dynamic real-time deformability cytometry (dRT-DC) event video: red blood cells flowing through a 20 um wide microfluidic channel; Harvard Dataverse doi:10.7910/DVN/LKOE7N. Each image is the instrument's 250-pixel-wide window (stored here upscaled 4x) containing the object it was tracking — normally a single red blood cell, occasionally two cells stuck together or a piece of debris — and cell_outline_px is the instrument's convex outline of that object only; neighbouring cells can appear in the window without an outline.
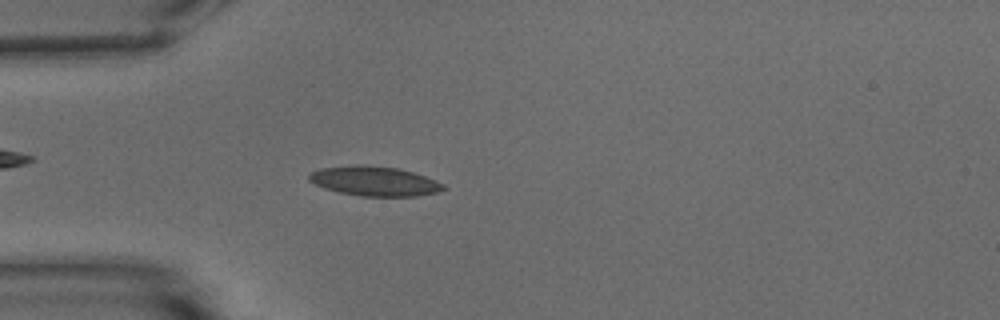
{"species": "common noctule bat (a hibernating species)", "species_latin": "Nyctalus noctula", "temperature_condition": "warm", "stored_images_in_passage": 54, "camera_frame_rate_fps": 3000, "um_per_image_px": 0.085, "animal": {"sex": "male", "body_mass_g": 15.6}, "frame": {"image": 1, "passage_image": 15, "time_ms": 4.667, "image_size_px": [1000, 320], "cell_outline_px": [[448, 188], [436, 192], [416, 196], [360, 196], [340, 192], [324, 188], [308, 180], [308, 176], [312, 172], [320, 168], [356, 164], [364, 164], [400, 168], [424, 176], [444, 184]], "centroid_in_image_um": [31.82, 15.38], "position_along_channel_um": 53.2, "area_um2": 23.18}}
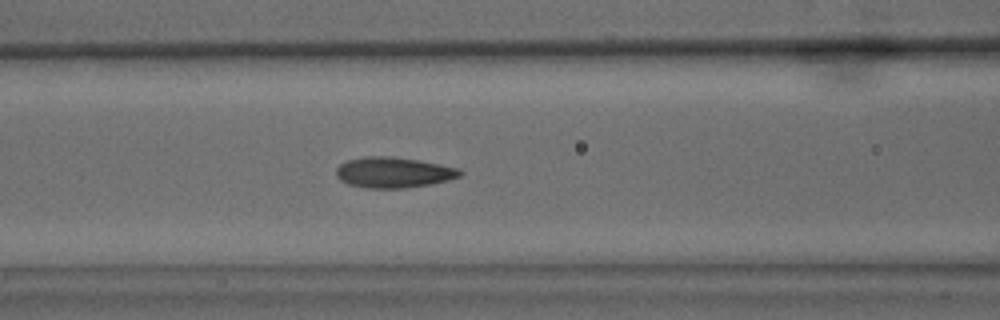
{"frame": {"image": 2, "passage_image": 22, "time_ms": 7.0, "image_size_px": [1000, 320], "cell_outline_px": [[464, 172], [460, 176], [448, 180], [432, 184], [404, 188], [364, 188], [348, 184], [340, 180], [336, 176], [336, 168], [340, 164], [348, 160], [364, 156], [388, 156], [416, 160], [440, 164], [460, 168]], "centroid_in_image_um": [33.45, 14.66], "position_along_channel_um": 133.2, "area_um2": 22.2}}
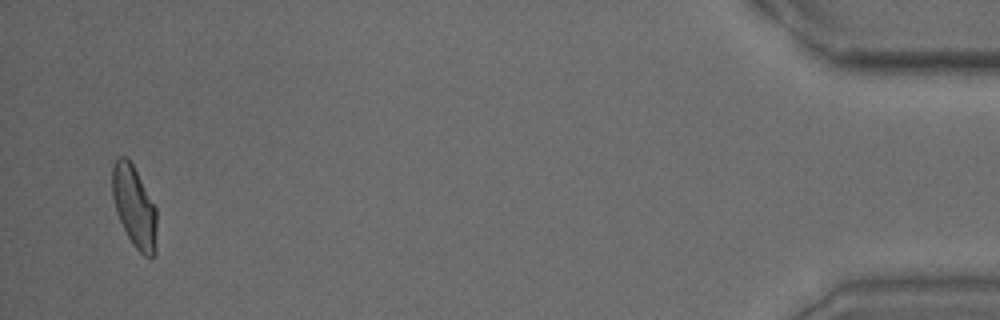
{"frame": {"image": 3, "passage_image": 52, "time_ms": 17.0, "image_size_px": [1000, 320], "cell_outline_px": [[156, 252], [152, 256], [144, 256], [132, 244], [116, 212], [112, 196], [112, 168], [116, 156], [124, 156], [132, 164], [156, 208]], "centroid_in_image_um": [11.4, 17.56], "position_along_channel_um": 423.8, "area_um2": 20.87}, "authors_computed_cell_mechanics": {"area_um2": 21.2704, "velocity_mm_per_s": 3.7301, "shape_relaxation_time_tau1_ms": 4.6456, "shape_relaxation_time_tau2_ms": 1.2136, "deformation_change_tau1": 0.1568, "deformation_change_tau2": 0.0652}}